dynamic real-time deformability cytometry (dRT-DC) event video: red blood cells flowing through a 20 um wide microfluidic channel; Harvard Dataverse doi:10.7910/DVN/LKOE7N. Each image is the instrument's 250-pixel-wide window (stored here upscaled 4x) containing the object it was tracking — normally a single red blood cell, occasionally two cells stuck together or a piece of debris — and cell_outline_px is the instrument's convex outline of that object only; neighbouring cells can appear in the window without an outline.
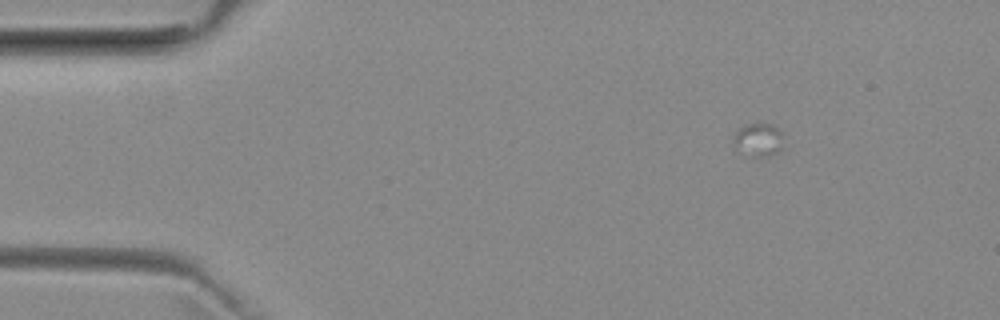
{"species": "common noctule bat (a hibernating species)", "species_latin": "Nyctalus noctula", "temperature_condition": "room temperature", "stored_images_in_passage": 5, "camera_frame_rate_fps": 3000, "um_per_image_px": 0.085, "animal": {"sex": "female", "body_mass_g": 29.2, "forearm_length_mm": 56.3}, "frame": {"image": 1, "passage_image": 1, "time_ms": 0.0, "image_size_px": [1000, 320], "cell_outline_px": [[784, 148], [780, 152], [764, 156], [748, 156], [736, 152], [732, 140], [736, 132], [740, 128], [756, 120], [772, 124], [784, 132]], "centroid_in_image_um": [64.5, 11.86], "position_along_channel_um": 20.5, "area_um2": 10.52}}